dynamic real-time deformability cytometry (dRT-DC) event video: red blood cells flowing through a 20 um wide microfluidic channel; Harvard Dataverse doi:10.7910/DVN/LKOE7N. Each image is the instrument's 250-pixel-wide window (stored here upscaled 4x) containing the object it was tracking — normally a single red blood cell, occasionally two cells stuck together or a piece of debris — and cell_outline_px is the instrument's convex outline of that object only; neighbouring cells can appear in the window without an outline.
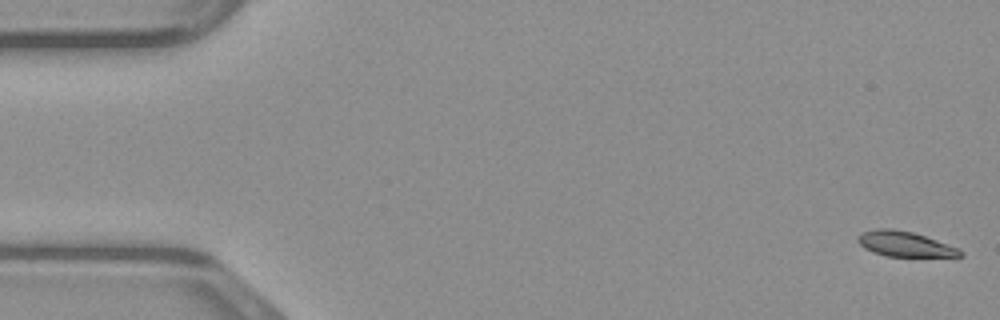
{"species": "common noctule bat (a hibernating species)", "species_latin": "Nyctalus noctula", "temperature_condition": "warm", "stored_images_in_passage": 49, "camera_frame_rate_fps": 3000, "um_per_image_px": 0.085, "animal": {"sex": "male", "body_mass_g": 23.1, "forearm_length_mm": 52.7}, "frame": {"image": 1, "passage_image": 1, "time_ms": 0.0, "image_size_px": [1000, 320], "cell_outline_px": [[964, 256], [888, 256], [872, 252], [864, 248], [856, 240], [856, 236], [860, 232], [876, 228], [892, 228], [912, 232], [960, 248], [964, 252]], "centroid_in_image_um": [76.87, 20.73], "position_along_channel_um": 8.1, "area_um2": 15.09}}
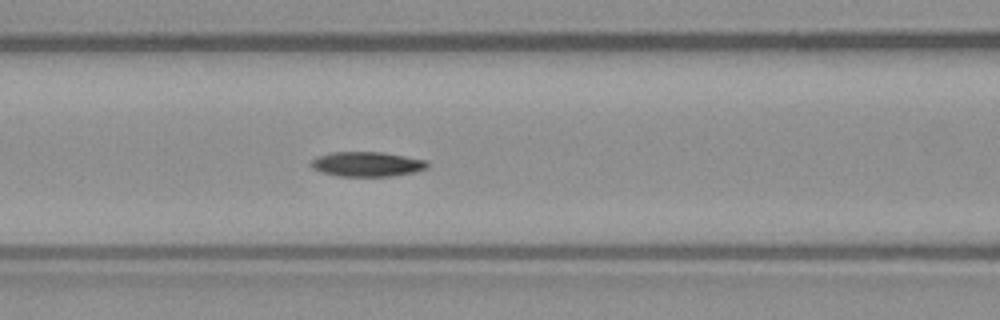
{"frame": {"image": 2, "passage_image": 20, "time_ms": 6.333, "image_size_px": [1000, 320], "cell_outline_px": [[428, 168], [412, 172], [392, 176], [336, 176], [312, 168], [308, 164], [316, 156], [332, 152], [384, 152], [428, 160]], "centroid_in_image_um": [31.19, 13.94], "position_along_channel_um": 135.4, "area_um2": 16.88}}
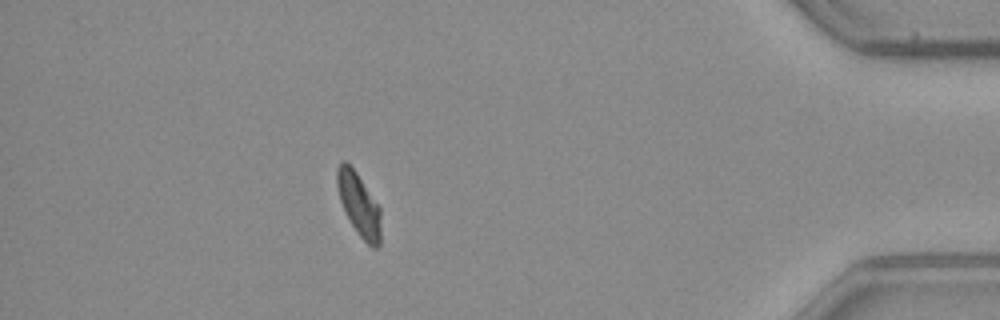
{"frame": {"image": 3, "passage_image": 43, "time_ms": 14.0, "image_size_px": [1000, 320], "cell_outline_px": [[380, 244], [376, 248], [372, 248], [356, 232], [344, 212], [340, 200], [336, 184], [336, 168], [340, 160], [344, 160], [356, 172], [380, 208]], "centroid_in_image_um": [30.48, 17.38], "position_along_channel_um": 404.7, "area_um2": 16.07}}